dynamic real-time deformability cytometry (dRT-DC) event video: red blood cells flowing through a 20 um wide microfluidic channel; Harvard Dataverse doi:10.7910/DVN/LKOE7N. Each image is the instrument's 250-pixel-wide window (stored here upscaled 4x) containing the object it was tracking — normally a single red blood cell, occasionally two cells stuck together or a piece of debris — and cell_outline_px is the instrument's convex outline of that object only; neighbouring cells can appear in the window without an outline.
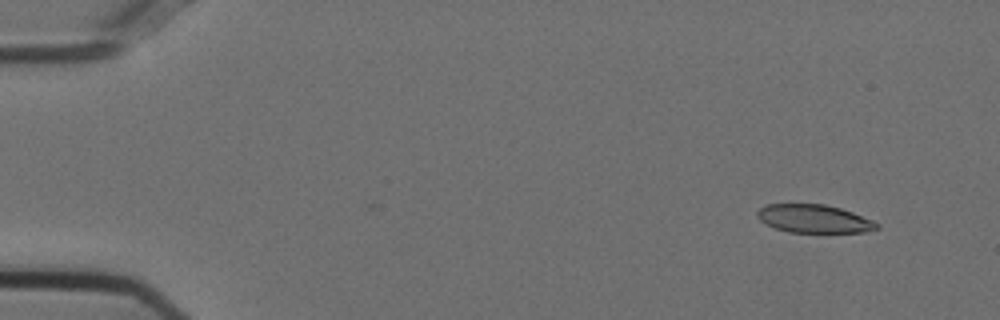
{"species": "Egyptian fruit bat (a non-hibernating species)", "species_latin": "Rousettus aegyptiacus", "temperature_condition": "cold", "stored_images_in_passage": 3, "camera_frame_rate_fps": 3000, "um_per_image_px": 0.085, "animal": {"sex": "female"}, "frame": {"image": 1, "passage_image": 3, "time_ms": 0.667, "image_size_px": [1000, 320], "cell_outline_px": [[880, 228], [864, 232], [788, 232], [776, 228], [760, 220], [756, 216], [756, 212], [760, 208], [768, 204], [824, 204], [840, 208], [852, 212], [872, 220], [880, 224]], "centroid_in_image_um": [69.2, 18.59], "position_along_channel_um": 15.8, "area_um2": 19.54}}